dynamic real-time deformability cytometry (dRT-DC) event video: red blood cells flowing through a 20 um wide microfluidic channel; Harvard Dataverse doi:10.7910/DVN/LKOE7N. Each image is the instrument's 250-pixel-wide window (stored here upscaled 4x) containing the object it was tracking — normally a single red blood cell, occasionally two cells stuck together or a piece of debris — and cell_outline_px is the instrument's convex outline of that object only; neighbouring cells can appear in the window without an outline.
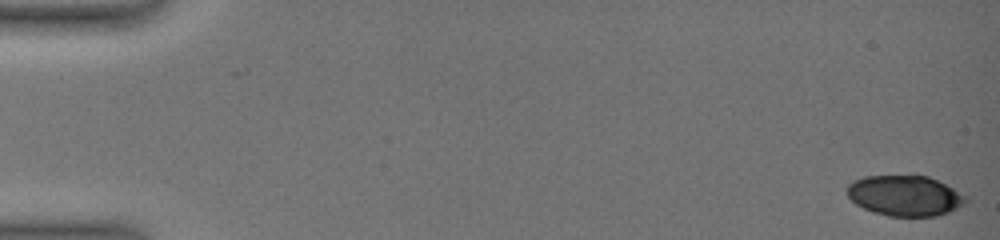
{"species": "common noctule bat (a hibernating species)", "species_latin": "Nyctalus noctula", "temperature_condition": "warm", "stored_images_in_passage": 21, "camera_frame_rate_fps": 3000, "um_per_image_px": 0.085, "animal": {"sex": "female", "body_mass_g": 19.0, "forearm_length_mm": 51.5}, "frame": {"image": 1, "passage_image": 1, "time_ms": 0.0, "image_size_px": [1000, 240], "cell_outline_px": [[968, 200], [964, 204], [948, 212], [936, 216], [888, 216], [872, 212], [856, 204], [848, 196], [848, 184], [852, 180], [864, 176], [928, 176], [968, 196]], "centroid_in_image_um": [76.91, 16.64], "position_along_channel_um": 8.1, "area_um2": 27.86}}